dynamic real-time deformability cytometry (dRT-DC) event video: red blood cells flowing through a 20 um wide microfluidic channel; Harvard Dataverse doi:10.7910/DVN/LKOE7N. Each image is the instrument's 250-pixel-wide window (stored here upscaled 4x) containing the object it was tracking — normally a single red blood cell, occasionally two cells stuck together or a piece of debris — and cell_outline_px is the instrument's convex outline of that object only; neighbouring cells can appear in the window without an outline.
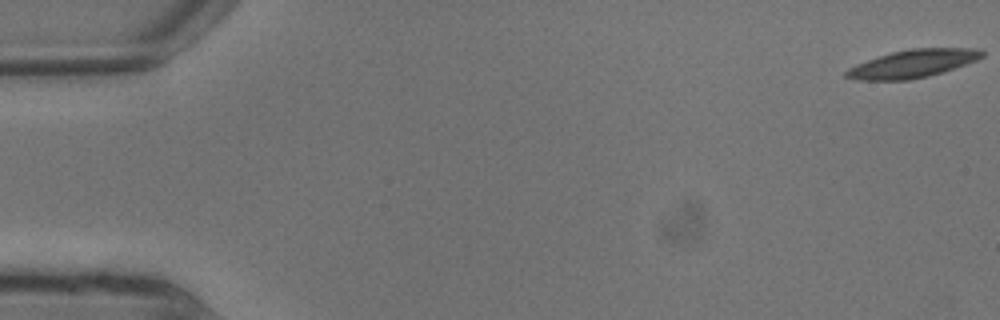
{"species": "common noctule bat (a hibernating species)", "species_latin": "Nyctalus noctula", "temperature_condition": "warm", "stored_images_in_passage": 10, "camera_frame_rate_fps": 3000, "um_per_image_px": 0.085, "animal": {"sex": "male", "body_mass_g": 13.3}, "frame": {"image": 1, "passage_image": 1, "time_ms": 0.0, "image_size_px": [1000, 320], "cell_outline_px": [[984, 56], [976, 60], [944, 72], [928, 76], [908, 80], [856, 80], [844, 76], [844, 72], [848, 68], [856, 64], [892, 52], [912, 48], [980, 48], [984, 52]], "centroid_in_image_um": [77.59, 5.41], "position_along_channel_um": 7.4, "area_um2": 22.08}}
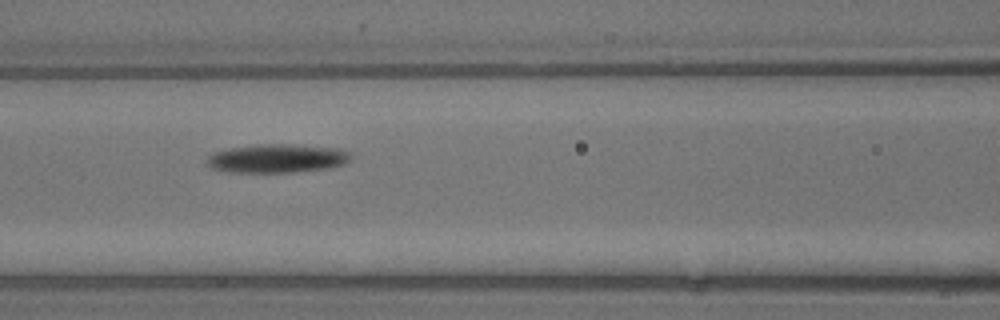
{"frame": {"image": 2, "passage_image": 9, "time_ms": 2.667, "image_size_px": [1000, 320], "cell_outline_px": [[352, 160], [344, 164], [328, 168], [296, 172], [228, 172], [212, 168], [204, 164], [208, 156], [212, 152], [232, 148], [260, 144], [280, 144], [340, 148], [352, 152]], "centroid_in_image_um": [23.57, 13.47], "position_along_channel_um": 143.0, "area_um2": 24.22}}
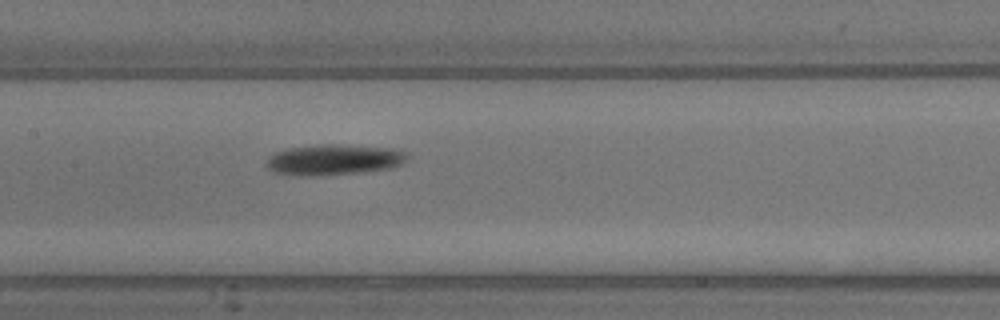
{"frame": {"image": 3, "passage_image": 10, "time_ms": 3.0, "image_size_px": [1000, 320], "cell_outline_px": [[408, 156], [400, 164], [392, 168], [364, 172], [316, 176], [296, 176], [276, 172], [264, 168], [264, 164], [268, 156], [276, 152], [288, 148], [316, 144], [332, 144], [396, 148], [408, 152]], "centroid_in_image_um": [28.34, 13.58], "position_along_channel_um": 179.1, "area_um2": 25.66}}